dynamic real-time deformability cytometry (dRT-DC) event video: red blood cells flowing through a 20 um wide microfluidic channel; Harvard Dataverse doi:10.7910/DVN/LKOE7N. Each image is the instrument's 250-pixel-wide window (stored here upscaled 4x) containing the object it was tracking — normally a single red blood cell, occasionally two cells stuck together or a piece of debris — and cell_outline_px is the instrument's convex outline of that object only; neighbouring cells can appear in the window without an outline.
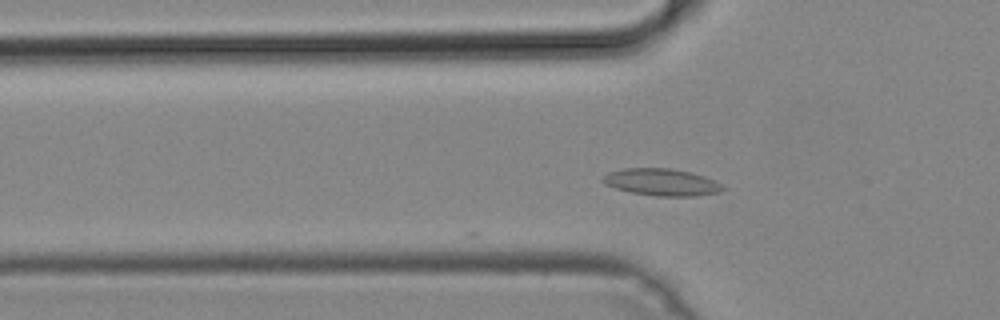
{"species": "common noctule bat (a hibernating species)", "species_latin": "Nyctalus noctula", "temperature_condition": "cold", "stored_images_in_passage": 11, "camera_frame_rate_fps": 3000, "um_per_image_px": 0.085, "animal": {"sex": "male", "body_mass_g": 19.2, "forearm_length_mm": 51.8}, "frame": {"image": 1, "passage_image": 2, "time_ms": 0.333, "image_size_px": [1000, 320], "cell_outline_px": [[728, 188], [716, 192], [696, 196], [656, 196], [632, 192], [616, 188], [604, 184], [600, 180], [608, 172], [620, 168], [672, 168], [692, 172], [704, 176]], "centroid_in_image_um": [56.21, 15.47], "position_along_channel_um": 69.6, "area_um2": 18.9}}
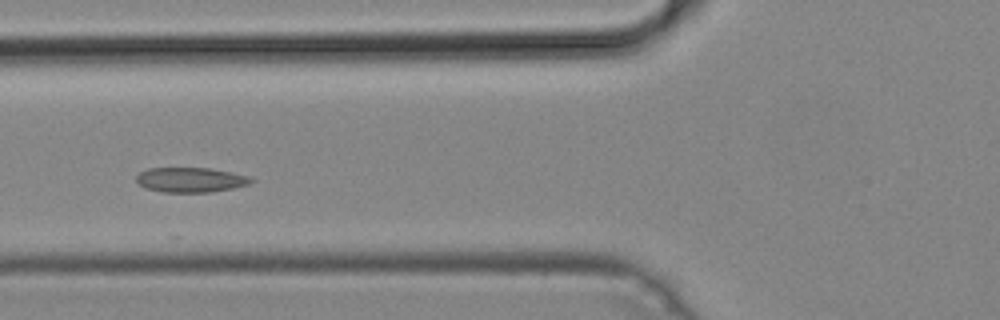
{"frame": {"image": 2, "passage_image": 5, "time_ms": 1.333, "image_size_px": [1000, 320], "cell_outline_px": [[256, 180], [248, 184], [232, 188], [212, 192], [164, 192], [144, 188], [136, 180], [136, 176], [140, 172], [148, 168], [212, 168], [232, 172], [248, 176]], "centroid_in_image_um": [16.21, 15.28], "position_along_channel_um": 109.6, "area_um2": 16.65}}
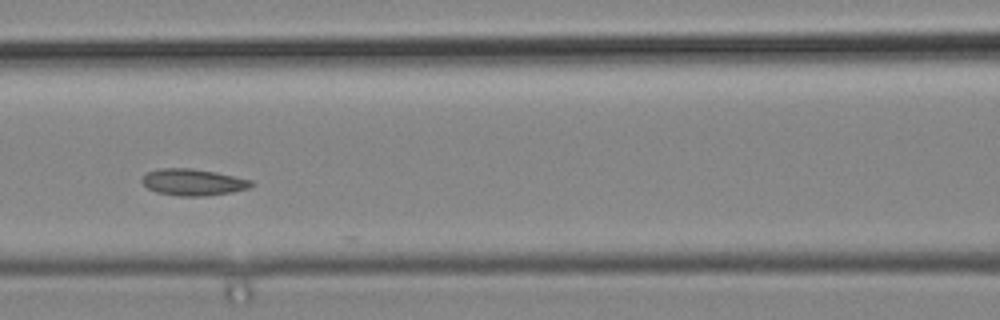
{"frame": {"image": 3, "passage_image": 8, "time_ms": 2.333, "image_size_px": [1000, 320], "cell_outline_px": [[256, 184], [248, 188], [232, 192], [208, 196], [180, 196], [156, 192], [148, 188], [140, 180], [148, 172], [160, 168], [192, 168], [216, 172], [252, 180]], "centroid_in_image_um": [16.44, 15.49], "position_along_channel_um": 150.2, "area_um2": 16.99}}